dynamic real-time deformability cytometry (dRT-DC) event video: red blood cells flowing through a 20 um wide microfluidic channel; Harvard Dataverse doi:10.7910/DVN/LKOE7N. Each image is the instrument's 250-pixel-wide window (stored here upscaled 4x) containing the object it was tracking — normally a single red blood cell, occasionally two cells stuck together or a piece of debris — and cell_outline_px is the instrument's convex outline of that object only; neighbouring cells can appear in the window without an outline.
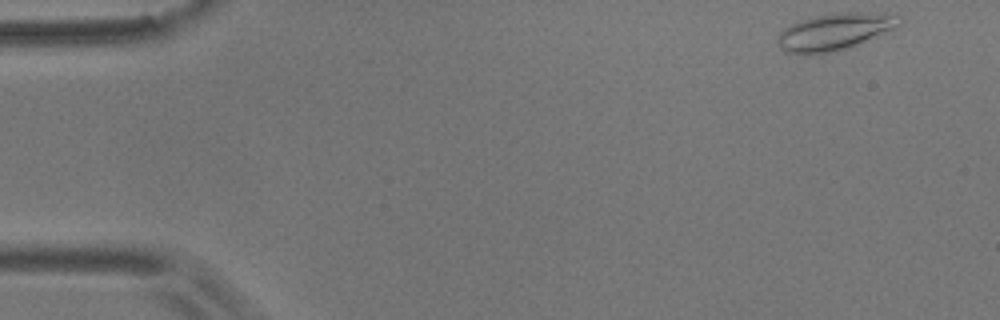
{"species": "common noctule bat (a hibernating species)", "species_latin": "Nyctalus noctula", "temperature_condition": "room temperature", "stored_images_in_passage": 13, "camera_frame_rate_fps": 3000, "um_per_image_px": 0.085, "animal": {"sex": "male", "body_mass_g": 17.9}, "frame": {"image": 1, "passage_image": 1, "time_ms": 0.0, "image_size_px": [1000, 320], "cell_outline_px": [[900, 24], [892, 28], [856, 44], [836, 52], [804, 56], [784, 52], [780, 48], [776, 40], [776, 36], [784, 28], [800, 20], [816, 16], [844, 12], [852, 12], [896, 16]], "centroid_in_image_um": [70.75, 2.75], "position_along_channel_um": 14.2, "area_um2": 25.55}}